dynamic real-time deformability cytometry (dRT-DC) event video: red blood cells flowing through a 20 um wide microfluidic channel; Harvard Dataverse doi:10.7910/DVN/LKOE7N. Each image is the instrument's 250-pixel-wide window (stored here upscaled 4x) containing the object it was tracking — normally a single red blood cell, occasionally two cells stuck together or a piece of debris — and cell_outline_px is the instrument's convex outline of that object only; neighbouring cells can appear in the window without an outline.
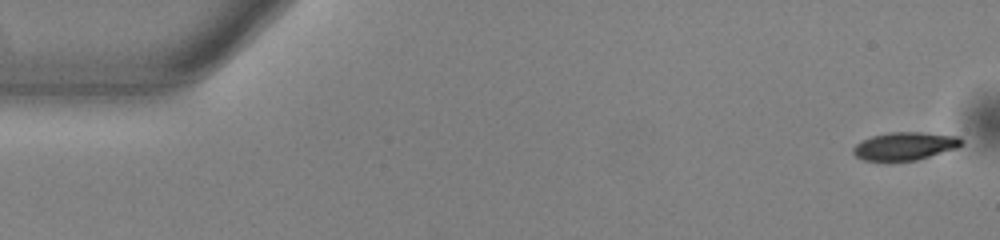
{"species": "common noctule bat (a hibernating species)", "species_latin": "Nyctalus noctula", "temperature_condition": "warm", "stored_images_in_passage": 53, "camera_frame_rate_fps": 3000, "um_per_image_px": 0.085, "animal": {"sex": "male", "body_mass_g": 13.0, "forearm_length_mm": 53.1}, "frame": {"image": 1, "passage_image": 1, "time_ms": 0.0, "image_size_px": [1000, 240], "cell_outline_px": [[964, 140], [956, 148], [916, 160], [888, 164], [864, 160], [856, 156], [852, 152], [852, 148], [860, 140], [872, 136], [888, 132], [924, 132], [960, 136]], "centroid_in_image_um": [76.85, 12.45], "position_along_channel_um": 8.2, "area_um2": 18.32}}
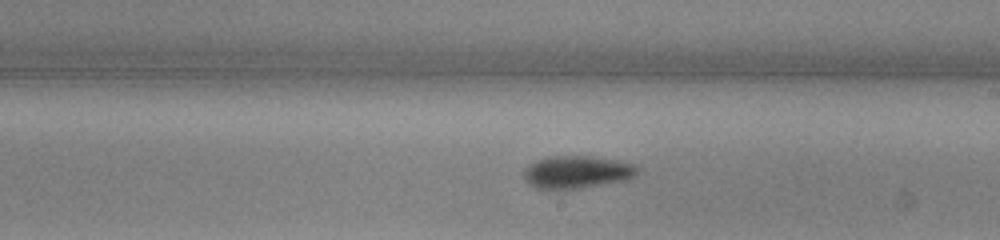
{"frame": {"image": 2, "passage_image": 30, "time_ms": 9.667, "image_size_px": [1000, 240], "cell_outline_px": [[640, 168], [636, 176], [632, 180], [580, 188], [536, 188], [528, 184], [524, 180], [524, 172], [536, 160], [548, 156], [592, 156], [616, 160], [636, 164]], "centroid_in_image_um": [49.14, 14.62], "position_along_channel_um": 239.9, "area_um2": 21.73}}
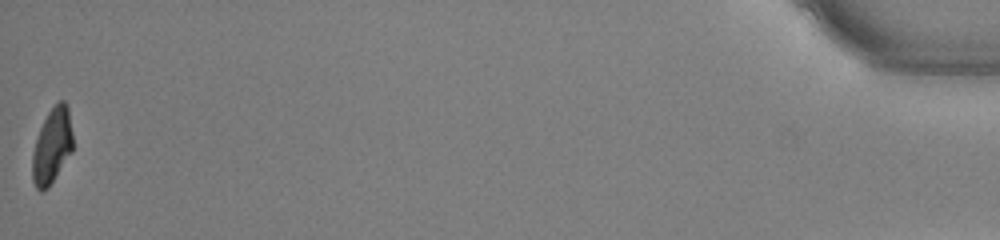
{"frame": {"image": 3, "passage_image": 53, "time_ms": 17.333, "image_size_px": [1000, 240], "cell_outline_px": [[72, 152], [48, 188], [40, 192], [36, 188], [32, 180], [32, 156], [36, 140], [40, 128], [48, 112], [60, 100], [64, 100], [68, 108], [72, 132]], "centroid_in_image_um": [4.42, 12.43], "position_along_channel_um": 430.8, "area_um2": 17.63}, "authors_computed_cell_mechanics": {"area_um2": 19.3052, "velocity_mm_per_s": 3.8486, "shape_relaxation_time_tau1_ms": 2.9573, "shape_relaxation_time_tau2_ms": null, "deformation_change_tau1": 0.1411, "deformation_change_tau2": null}}